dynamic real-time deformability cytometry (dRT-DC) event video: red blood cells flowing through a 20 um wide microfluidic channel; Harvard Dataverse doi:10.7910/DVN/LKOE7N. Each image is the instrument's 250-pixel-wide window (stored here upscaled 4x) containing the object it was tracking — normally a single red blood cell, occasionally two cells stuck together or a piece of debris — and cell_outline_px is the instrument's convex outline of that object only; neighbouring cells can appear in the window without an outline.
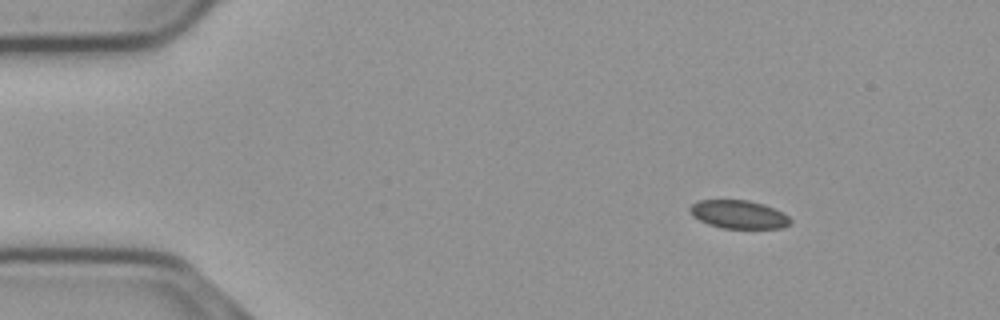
{"species": "common noctule bat (a hibernating species)", "species_latin": "Nyctalus noctula", "temperature_condition": "cold", "stored_images_in_passage": 55, "camera_frame_rate_fps": 3000, "um_per_image_px": 0.085, "animal": {"sex": "male", "body_mass_g": 23.1, "forearm_length_mm": 52.7}, "frame": {"image": 1, "passage_image": 7, "time_ms": 2.0, "image_size_px": [1000, 320], "cell_outline_px": [[792, 224], [784, 228], [720, 228], [708, 224], [692, 216], [688, 208], [692, 204], [700, 200], [748, 200], [764, 204], [788, 216], [792, 220]], "centroid_in_image_um": [62.79, 18.23], "position_along_channel_um": 22.2, "area_um2": 16.59}}
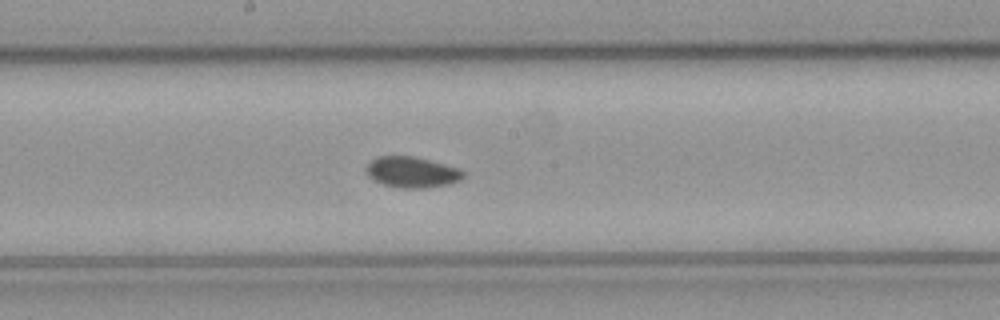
{"frame": {"image": 2, "passage_image": 29, "time_ms": 9.333, "image_size_px": [1000, 320], "cell_outline_px": [[464, 176], [460, 180], [448, 184], [424, 188], [400, 188], [384, 184], [372, 180], [368, 176], [364, 168], [376, 156], [412, 156], [428, 160], [456, 168], [464, 172]], "centroid_in_image_um": [34.95, 14.64], "position_along_channel_um": 213.3, "area_um2": 17.28}}
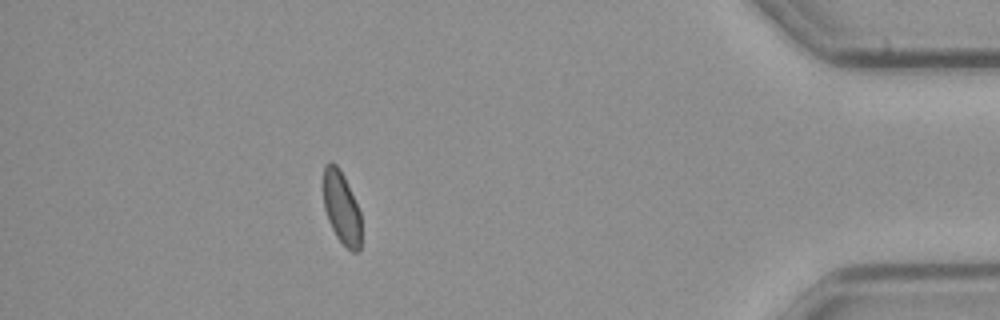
{"frame": {"image": 3, "passage_image": 49, "time_ms": 16.0, "image_size_px": [1000, 320], "cell_outline_px": [[360, 252], [352, 252], [336, 236], [328, 220], [324, 208], [324, 164], [332, 160], [340, 168], [344, 176], [360, 212]], "centroid_in_image_um": [29.02, 17.63], "position_along_channel_um": 406.2, "area_um2": 15.9}, "authors_computed_cell_mechanics": {"area_um2": 16.9932, "velocity_mm_per_s": 3.6924, "shape_relaxation_time_tau1_ms": 7.8933, "shape_relaxation_time_tau2_ms": null, "deformation_change_tau1": 0.0735, "deformation_change_tau2": null}}